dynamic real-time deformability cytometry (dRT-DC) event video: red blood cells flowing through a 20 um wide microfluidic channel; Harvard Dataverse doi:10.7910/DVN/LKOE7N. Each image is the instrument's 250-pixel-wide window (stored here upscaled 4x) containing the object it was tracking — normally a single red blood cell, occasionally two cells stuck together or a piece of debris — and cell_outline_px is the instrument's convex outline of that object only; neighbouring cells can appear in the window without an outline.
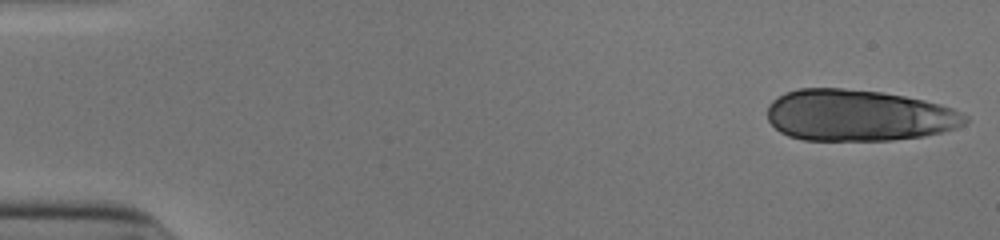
{"species": "human", "species_latin": "Homo sapiens", "temperature_condition": "cold", "stored_images_in_passage": 50, "camera_frame_rate_fps": 3000, "um_per_image_px": 0.085, "donor": {"sex": "male"}, "frame": {"image": 1, "passage_image": 1, "time_ms": 0.0, "image_size_px": [1000, 240], "cell_outline_px": [[968, 120], [964, 124], [956, 128], [924, 136], [892, 140], [804, 140], [788, 136], [780, 132], [768, 120], [768, 104], [772, 100], [784, 92], [800, 88], [840, 88], [880, 92], [904, 96], [924, 100], [940, 104], [952, 108], [968, 116]], "centroid_in_image_um": [72.95, 9.81], "position_along_channel_um": 12.0, "area_um2": 59.36}}
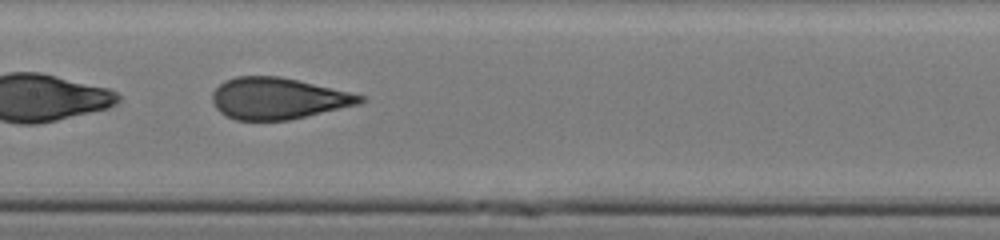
{"frame": {"image": 2, "passage_image": 26, "time_ms": 8.333, "image_size_px": [1000, 240], "cell_outline_px": [[368, 100], [360, 104], [288, 120], [236, 120], [220, 112], [216, 108], [212, 100], [212, 92], [224, 80], [236, 76], [280, 76], [368, 96]], "centroid_in_image_um": [23.66, 8.36], "position_along_channel_um": 183.7, "area_um2": 35.78}}
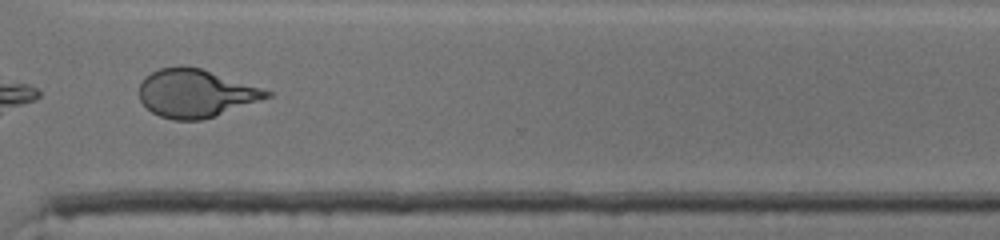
{"frame": {"image": 3, "passage_image": 39, "time_ms": 12.667, "image_size_px": [1000, 240], "cell_outline_px": [[272, 96], [200, 120], [172, 120], [160, 116], [152, 112], [140, 100], [140, 84], [144, 76], [160, 68], [180, 64], [184, 64], [200, 68], [272, 92]], "centroid_in_image_um": [16.56, 7.91], "position_along_channel_um": 354.0, "area_um2": 35.2}, "authors_computed_cell_mechanics": {"area_um2": 38.0324, "velocity_mm_per_s": 3.9237, "shape_relaxation_time_tau1_ms": 8.8712, "shape_relaxation_time_tau2_ms": null, "deformation_change_tau1": 0.2786, "deformation_change_tau2": null}}